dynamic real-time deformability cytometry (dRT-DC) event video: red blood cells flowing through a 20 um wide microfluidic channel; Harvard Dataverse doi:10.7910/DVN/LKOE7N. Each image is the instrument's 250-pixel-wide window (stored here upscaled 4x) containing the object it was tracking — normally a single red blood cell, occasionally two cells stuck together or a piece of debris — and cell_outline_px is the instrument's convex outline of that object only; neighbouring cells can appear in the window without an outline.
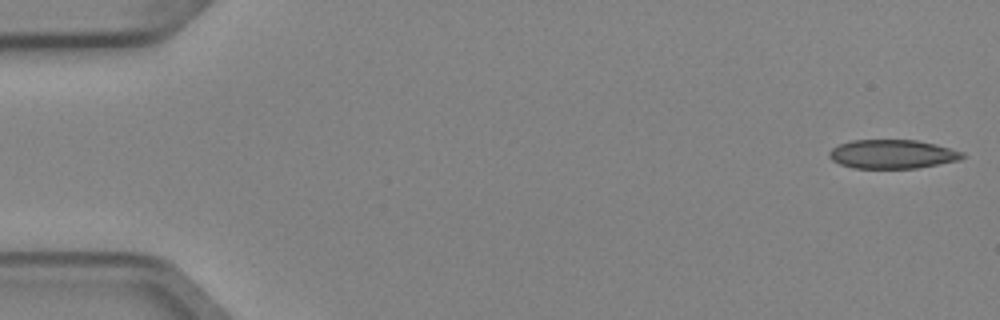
{"species": "Egyptian fruit bat (a non-hibernating species)", "species_latin": "Rousettus aegyptiacus", "temperature_condition": "cold", "stored_images_in_passage": 8, "camera_frame_rate_fps": 3000, "um_per_image_px": 0.085, "animal": {"sex": "female"}, "frame": {"image": 1, "passage_image": 1, "time_ms": 0.0, "image_size_px": [1000, 320], "cell_outline_px": [[964, 156], [960, 160], [916, 168], [852, 168], [840, 164], [832, 160], [828, 156], [828, 152], [832, 148], [840, 144], [852, 140], [916, 140], [936, 144], [964, 152]], "centroid_in_image_um": [75.84, 13.1], "position_along_channel_um": 9.2, "area_um2": 22.43}}
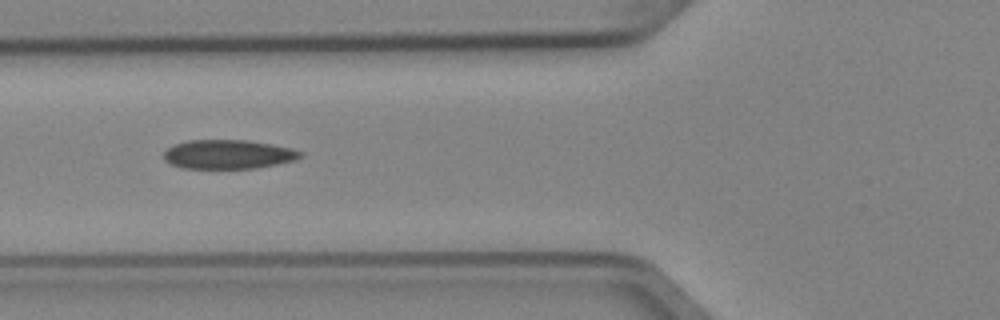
{"frame": {"image": 2, "passage_image": 6, "time_ms": 1.667, "image_size_px": [1000, 320], "cell_outline_px": [[304, 156], [296, 160], [256, 168], [180, 168], [164, 160], [164, 152], [172, 144], [188, 140], [248, 140], [272, 144], [292, 148], [304, 152]], "centroid_in_image_um": [19.42, 13.11], "position_along_channel_um": 106.4, "area_um2": 23.35}}
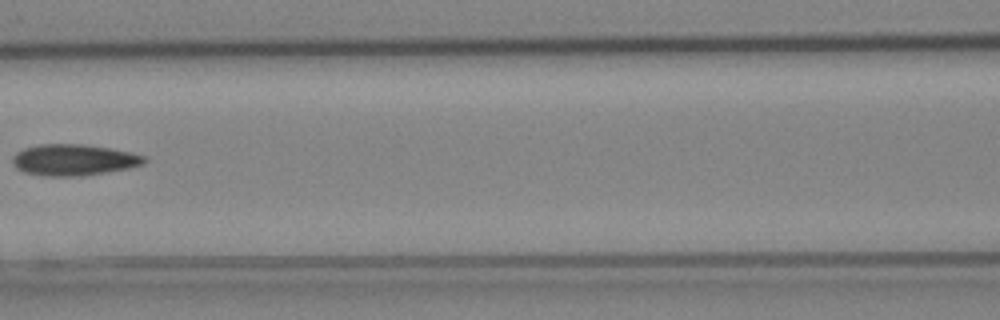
{"frame": {"image": 3, "passage_image": 7, "time_ms": 2.0, "image_size_px": [1000, 320], "cell_outline_px": [[148, 160], [144, 164], [128, 168], [80, 176], [48, 176], [24, 172], [16, 168], [12, 164], [12, 156], [16, 152], [24, 148], [40, 144], [84, 144], [112, 148], [132, 152], [148, 156]], "centroid_in_image_um": [6.29, 13.58], "position_along_channel_um": 160.3, "area_um2": 24.22}}